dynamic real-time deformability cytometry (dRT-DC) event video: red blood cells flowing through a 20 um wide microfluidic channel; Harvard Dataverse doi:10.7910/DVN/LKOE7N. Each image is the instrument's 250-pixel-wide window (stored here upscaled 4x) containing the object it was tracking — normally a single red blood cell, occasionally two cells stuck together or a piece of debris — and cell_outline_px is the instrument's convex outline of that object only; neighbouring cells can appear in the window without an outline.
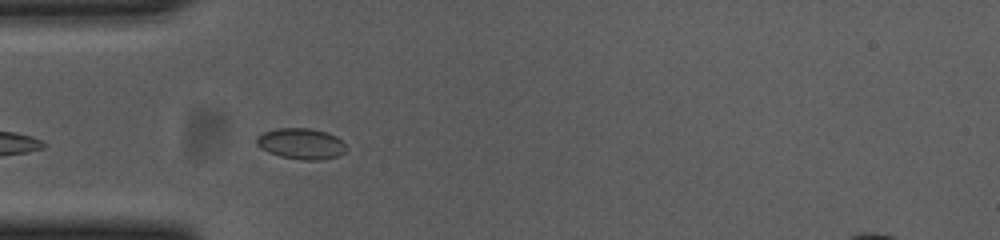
{"species": "common noctule bat (a hibernating species)", "species_latin": "Nyctalus noctula", "temperature_condition": "cold", "stored_images_in_passage": 13, "camera_frame_rate_fps": 3000, "um_per_image_px": 0.085, "animal": {"sex": "female", "body_mass_g": 23.0, "forearm_length_mm": 53.4}, "frame": {"image": 1, "passage_image": 6, "time_ms": 1.667, "image_size_px": [1000, 240], "cell_outline_px": [[348, 148], [340, 156], [324, 160], [300, 160], [280, 156], [268, 152], [260, 148], [256, 144], [256, 136], [264, 132], [276, 128], [312, 128], [336, 136]], "centroid_in_image_um": [25.59, 12.22], "position_along_channel_um": 59.4, "area_um2": 16.36}}